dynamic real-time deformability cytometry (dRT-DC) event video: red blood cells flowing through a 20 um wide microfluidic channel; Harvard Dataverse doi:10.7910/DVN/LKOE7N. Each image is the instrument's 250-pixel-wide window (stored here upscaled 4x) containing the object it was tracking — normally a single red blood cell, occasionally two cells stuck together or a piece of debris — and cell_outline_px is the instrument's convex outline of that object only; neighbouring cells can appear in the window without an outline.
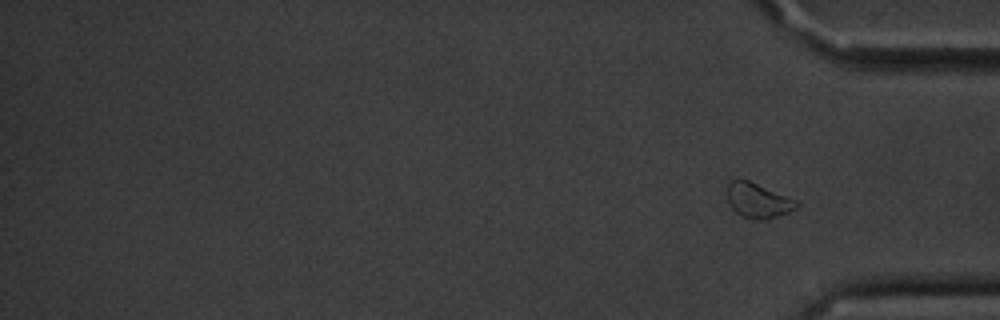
{"species": "common noctule bat (a hibernating species)", "species_latin": "Nyctalus noctula", "temperature_condition": "cold", "stored_images_in_passage": 12, "segment_of_instrument_passage": [2, 2], "camera_frame_rate_fps": 3000, "um_per_image_px": 0.085, "animal": {"sex": "male", "body_mass_g": 20.1, "forearm_length_mm": 53.5}, "frame": {"image": 1, "passage_image": 12, "time_ms": 13.667, "image_size_px": [1000, 320], "cell_outline_px": [[800, 204], [796, 208], [788, 212], [764, 220], [752, 220], [740, 216], [728, 204], [728, 184], [732, 180], [748, 180], [796, 200]], "centroid_in_image_um": [64.42, 17.07], "position_along_channel_um": 370.8, "area_um2": 13.93}}